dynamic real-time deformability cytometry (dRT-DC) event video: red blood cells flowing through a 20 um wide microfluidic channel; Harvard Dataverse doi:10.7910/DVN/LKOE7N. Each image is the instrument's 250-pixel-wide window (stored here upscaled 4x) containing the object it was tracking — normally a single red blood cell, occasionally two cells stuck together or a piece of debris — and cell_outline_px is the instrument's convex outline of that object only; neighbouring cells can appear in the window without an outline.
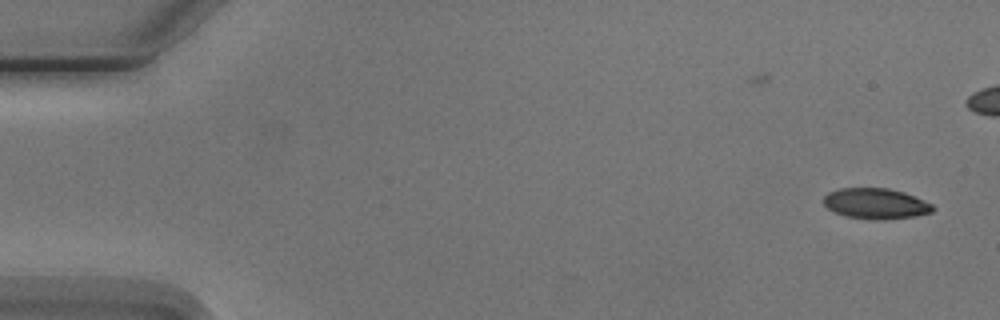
{"species": "Egyptian fruit bat (a non-hibernating species)", "species_latin": "Rousettus aegyptiacus", "temperature_condition": "cold", "stored_images_in_passage": 6, "camera_frame_rate_fps": 3000, "um_per_image_px": 0.085, "animal": {"sex": "male"}, "frame": {"image": 1, "passage_image": 1, "time_ms": 0.0, "image_size_px": [1000, 320], "cell_outline_px": [[936, 208], [932, 212], [916, 216], [884, 220], [868, 220], [844, 216], [828, 208], [824, 204], [824, 196], [828, 192], [840, 188], [888, 188], [904, 192], [932, 204]], "centroid_in_image_um": [74.44, 17.32], "position_along_channel_um": 10.6, "area_um2": 19.65}}